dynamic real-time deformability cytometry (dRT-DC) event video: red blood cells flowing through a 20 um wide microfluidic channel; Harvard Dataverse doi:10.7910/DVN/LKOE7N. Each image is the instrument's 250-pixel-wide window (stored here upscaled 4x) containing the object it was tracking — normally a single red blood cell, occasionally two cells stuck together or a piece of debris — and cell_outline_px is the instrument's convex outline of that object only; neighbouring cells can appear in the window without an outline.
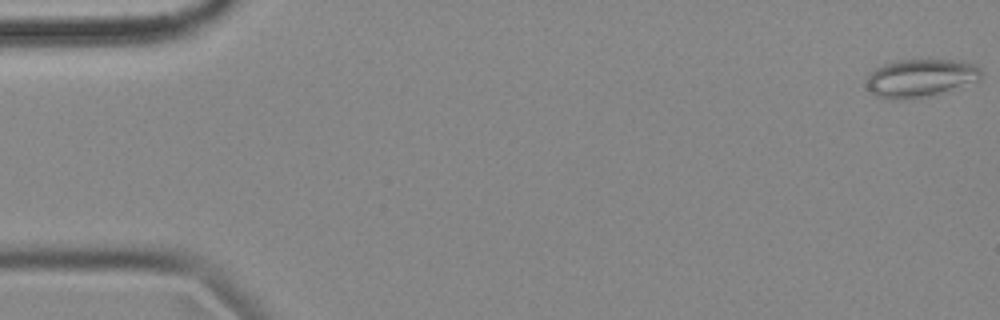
{"species": "common noctule bat (a hibernating species)", "species_latin": "Nyctalus noctula", "temperature_condition": "cold", "stored_images_in_passage": 5, "camera_frame_rate_fps": 3000, "um_per_image_px": 0.085, "animal": {"sex": "female", "body_mass_g": 18.4}, "frame": {"image": 1, "passage_image": 1, "time_ms": 0.0, "image_size_px": [1000, 320], "cell_outline_px": [[980, 80], [932, 96], [876, 96], [868, 88], [868, 76], [876, 68], [884, 64], [896, 60], [928, 56], [964, 60], [980, 68]], "centroid_in_image_um": [78.34, 6.52], "position_along_channel_um": 6.7, "area_um2": 25.43}}